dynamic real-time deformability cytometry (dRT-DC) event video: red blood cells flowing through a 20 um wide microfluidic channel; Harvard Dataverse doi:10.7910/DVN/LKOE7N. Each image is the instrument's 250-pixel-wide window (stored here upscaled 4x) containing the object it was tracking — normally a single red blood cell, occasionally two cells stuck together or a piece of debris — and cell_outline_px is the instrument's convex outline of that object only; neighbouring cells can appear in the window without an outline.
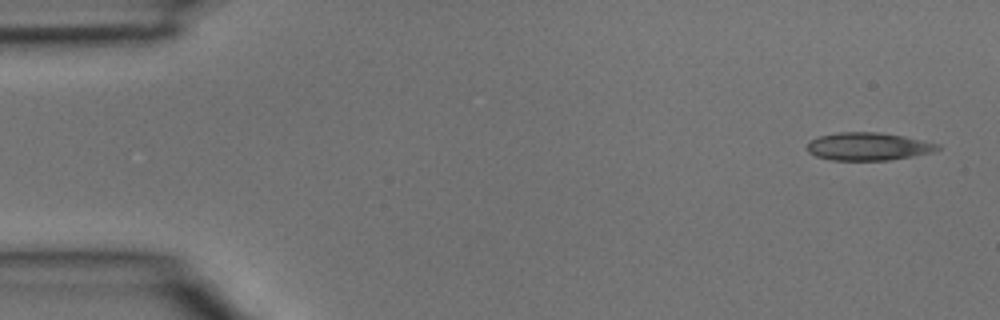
{"species": "common noctule bat (a hibernating species)", "species_latin": "Nyctalus noctula", "temperature_condition": "room temperature", "stored_images_in_passage": 4, "camera_frame_rate_fps": 3000, "um_per_image_px": 0.085, "animal": {"sex": "male", "body_mass_g": 15.6}, "frame": {"image": 1, "passage_image": 4, "time_ms": 1.0, "image_size_px": [1000, 320], "cell_outline_px": [[940, 148], [932, 152], [912, 156], [888, 160], [832, 160], [816, 156], [808, 152], [804, 148], [808, 140], [820, 136], [836, 132], [880, 132], [904, 136], [940, 144]], "centroid_in_image_um": [73.74, 12.44], "position_along_channel_um": 11.3, "area_um2": 21.33}}